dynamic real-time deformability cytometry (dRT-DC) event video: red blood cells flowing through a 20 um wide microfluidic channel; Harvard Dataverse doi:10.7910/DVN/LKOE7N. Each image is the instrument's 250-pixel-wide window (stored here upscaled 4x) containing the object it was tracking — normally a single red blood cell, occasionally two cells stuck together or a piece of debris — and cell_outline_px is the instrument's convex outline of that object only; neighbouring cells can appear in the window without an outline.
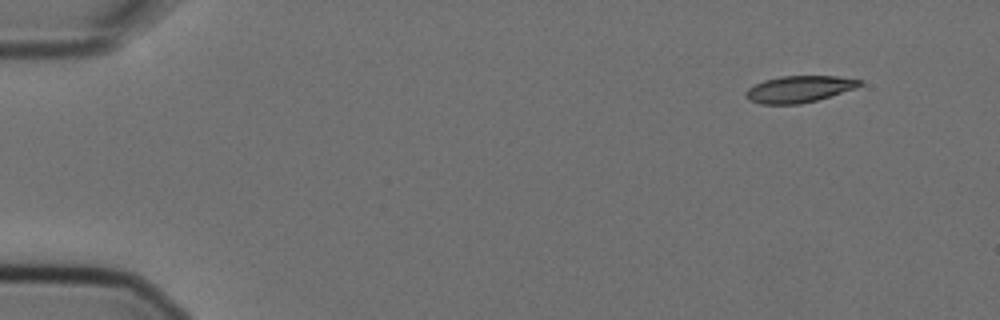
{"species": "Egyptian fruit bat (a non-hibernating species)", "species_latin": "Rousettus aegyptiacus", "temperature_condition": "cold", "stored_images_in_passage": 3, "camera_frame_rate_fps": 3000, "um_per_image_px": 0.085, "animal": {"sex": "female"}, "frame": {"image": 1, "passage_image": 1, "time_ms": 0.0, "image_size_px": [1000, 320], "cell_outline_px": [[864, 84], [856, 88], [816, 100], [800, 104], [760, 104], [748, 100], [744, 96], [744, 92], [748, 88], [764, 80], [780, 76], [836, 76], [864, 80]], "centroid_in_image_um": [67.92, 7.57], "position_along_channel_um": 17.1, "area_um2": 17.8}}